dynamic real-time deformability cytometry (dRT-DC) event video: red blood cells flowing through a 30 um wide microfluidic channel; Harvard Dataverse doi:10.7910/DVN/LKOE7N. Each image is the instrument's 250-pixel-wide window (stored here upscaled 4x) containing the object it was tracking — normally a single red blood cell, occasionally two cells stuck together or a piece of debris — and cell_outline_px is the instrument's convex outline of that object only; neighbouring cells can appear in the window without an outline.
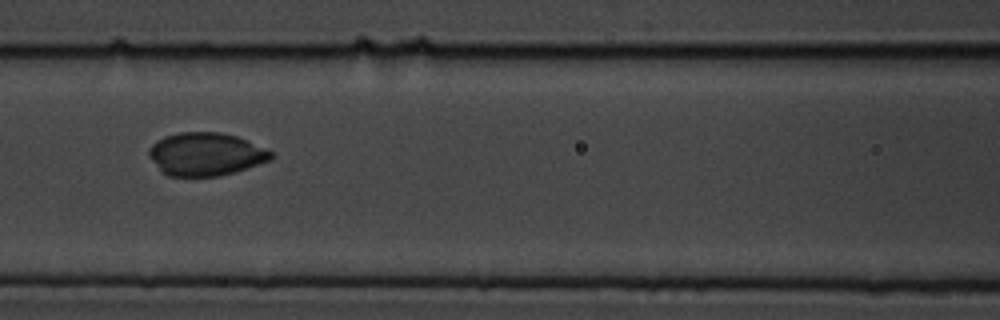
{"species": "common noctule bat (a hibernating species)", "species_latin": "Nyctalus noctula", "temperature_condition": "cold", "stored_images_in_passage": 6, "camera_frame_rate_fps": 3000, "um_per_image_px": 0.085, "animal": {"sex": "male", "body_mass_g": 19.5, "forearm_length_mm": 54.6}, "frame": {"image": 1, "passage_image": 3, "time_ms": 0.667, "image_size_px": [1000, 320], "cell_outline_px": [[276, 156], [272, 160], [236, 172], [220, 176], [168, 176], [148, 156], [148, 148], [156, 140], [164, 136], [180, 132], [220, 132], [236, 136], [272, 152]], "centroid_in_image_um": [17.49, 13.1], "position_along_channel_um": 149.1, "area_um2": 30.63}}
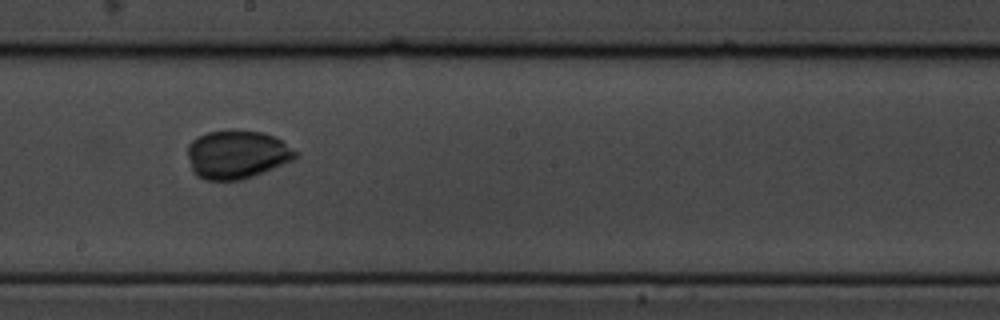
{"frame": {"image": 2, "passage_image": 5, "time_ms": 1.333, "image_size_px": [1000, 320], "cell_outline_px": [[296, 156], [292, 160], [264, 172], [240, 180], [204, 180], [196, 176], [192, 172], [188, 156], [188, 144], [196, 136], [208, 132], [228, 128], [264, 132], [276, 136], [296, 152]], "centroid_in_image_um": [20.09, 13.1], "position_along_channel_um": 228.1, "area_um2": 30.81}}
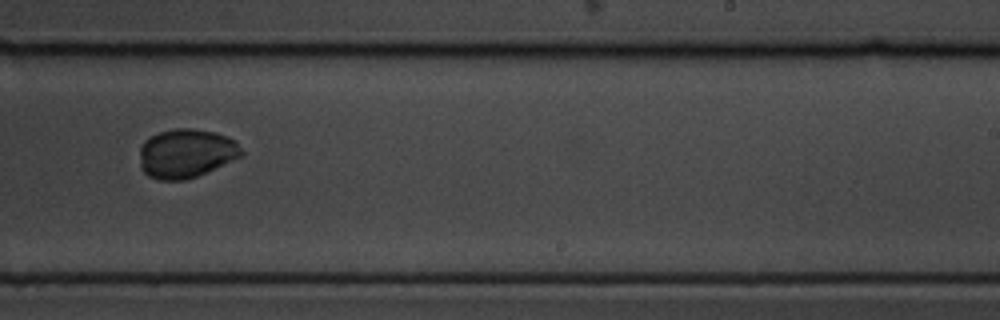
{"frame": {"image": 3, "passage_image": 6, "time_ms": 1.667, "image_size_px": [1000, 320], "cell_outline_px": [[244, 156], [196, 176], [184, 180], [160, 180], [148, 176], [140, 168], [140, 148], [144, 140], [160, 132], [176, 128], [192, 128], [216, 132], [228, 136], [236, 140], [244, 152]], "centroid_in_image_um": [15.85, 13.03], "position_along_channel_um": 273.1, "area_um2": 29.3}}